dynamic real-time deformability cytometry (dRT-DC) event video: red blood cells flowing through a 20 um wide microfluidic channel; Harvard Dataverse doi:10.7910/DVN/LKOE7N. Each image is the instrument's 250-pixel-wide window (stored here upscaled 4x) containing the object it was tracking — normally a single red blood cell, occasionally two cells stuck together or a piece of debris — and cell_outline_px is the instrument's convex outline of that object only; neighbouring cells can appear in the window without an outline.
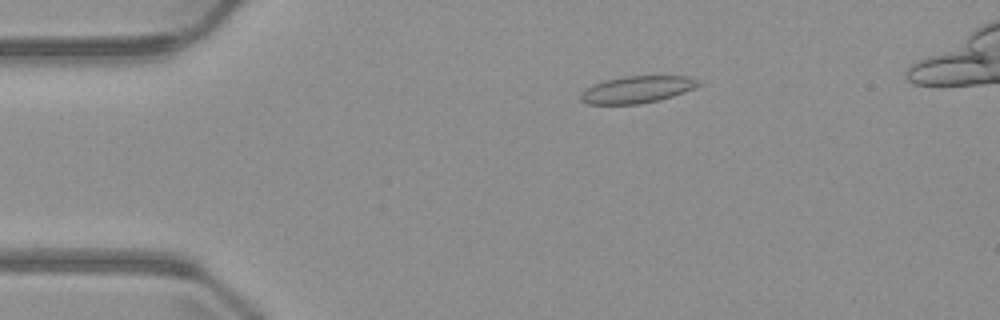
{"species": "common noctule bat (a hibernating species)", "species_latin": "Nyctalus noctula", "temperature_condition": "warm", "stored_images_in_passage": 5, "camera_frame_rate_fps": 3000, "um_per_image_px": 0.085, "animal": {"sex": "male", "body_mass_g": 23.1, "forearm_length_mm": 52.7}, "frame": {"image": 1, "passage_image": 2, "time_ms": 1.333, "image_size_px": [1000, 320], "cell_outline_px": [[704, 84], [684, 92], [660, 100], [640, 104], [588, 104], [580, 100], [580, 92], [592, 84], [604, 80], [624, 76], [688, 76], [700, 80]], "centroid_in_image_um": [54.16, 7.6], "position_along_channel_um": 30.8, "area_um2": 18.79}}
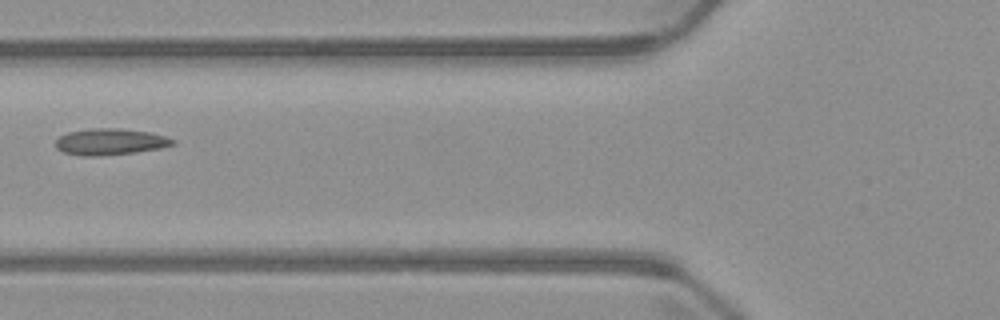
{"frame": {"image": 2, "passage_image": 5, "time_ms": 4.667, "image_size_px": [1000, 320], "cell_outline_px": [[176, 144], [160, 148], [132, 152], [100, 156], [84, 156], [64, 152], [56, 148], [56, 140], [60, 136], [68, 132], [92, 128], [120, 128], [152, 132], [176, 140]], "centroid_in_image_um": [9.38, 12.04], "position_along_channel_um": 116.4, "area_um2": 17.98}}